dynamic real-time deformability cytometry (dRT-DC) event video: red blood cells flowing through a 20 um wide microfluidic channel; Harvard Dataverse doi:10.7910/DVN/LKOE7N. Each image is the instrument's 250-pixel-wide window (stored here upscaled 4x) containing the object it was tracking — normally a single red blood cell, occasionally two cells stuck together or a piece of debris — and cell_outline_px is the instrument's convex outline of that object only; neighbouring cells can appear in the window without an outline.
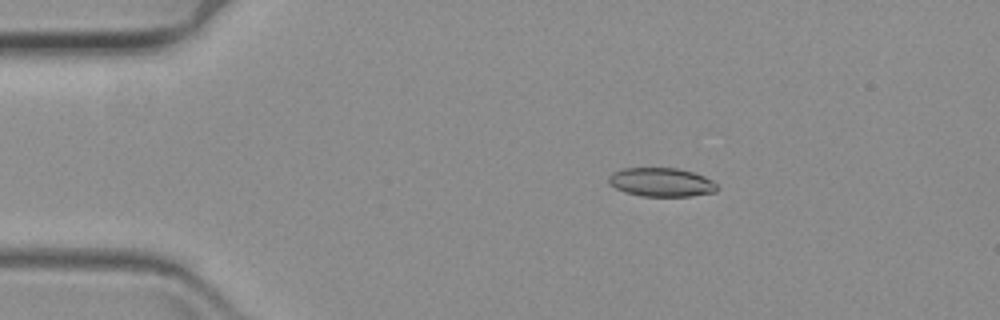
{"species": "common noctule bat (a hibernating species)", "species_latin": "Nyctalus noctula", "temperature_condition": "warm", "stored_images_in_passage": 53, "camera_frame_rate_fps": 3000, "um_per_image_px": 0.085, "animal": {"sex": "female", "body_mass_g": 19.3, "forearm_length_mm": 54.1}, "frame": {"image": 1, "passage_image": 2, "time_ms": 0.333, "image_size_px": [1000, 320], "cell_outline_px": [[720, 188], [716, 192], [692, 196], [640, 196], [624, 192], [608, 184], [608, 176], [612, 172], [624, 168], [676, 168], [692, 172], [704, 176], [712, 180]], "centroid_in_image_um": [56.21, 15.49], "position_along_channel_um": 28.8, "area_um2": 18.38}}
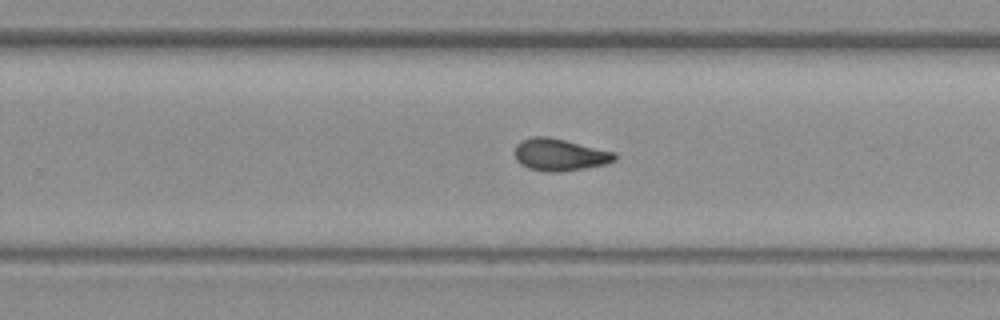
{"frame": {"image": 2, "passage_image": 30, "time_ms": 9.667, "image_size_px": [1000, 320], "cell_outline_px": [[616, 160], [604, 164], [584, 168], [556, 172], [544, 172], [528, 168], [520, 164], [516, 160], [516, 144], [520, 140], [532, 136], [548, 136], [616, 152]], "centroid_in_image_um": [47.55, 13.14], "position_along_channel_um": 282.2, "area_um2": 18.73}}
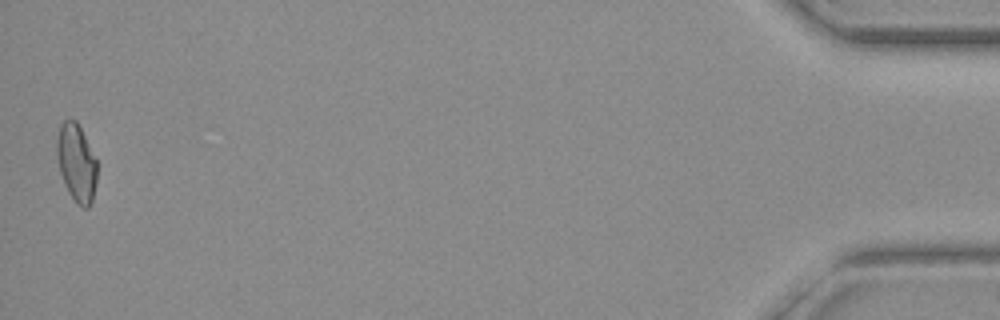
{"frame": {"image": 3, "passage_image": 52, "time_ms": 17.0, "image_size_px": [1000, 320], "cell_outline_px": [[96, 184], [92, 200], [88, 208], [84, 208], [76, 204], [68, 192], [64, 184], [60, 172], [56, 152], [56, 140], [60, 124], [64, 120], [76, 120], [96, 160]], "centroid_in_image_um": [6.48, 13.86], "position_along_channel_um": 428.7, "area_um2": 18.09}}